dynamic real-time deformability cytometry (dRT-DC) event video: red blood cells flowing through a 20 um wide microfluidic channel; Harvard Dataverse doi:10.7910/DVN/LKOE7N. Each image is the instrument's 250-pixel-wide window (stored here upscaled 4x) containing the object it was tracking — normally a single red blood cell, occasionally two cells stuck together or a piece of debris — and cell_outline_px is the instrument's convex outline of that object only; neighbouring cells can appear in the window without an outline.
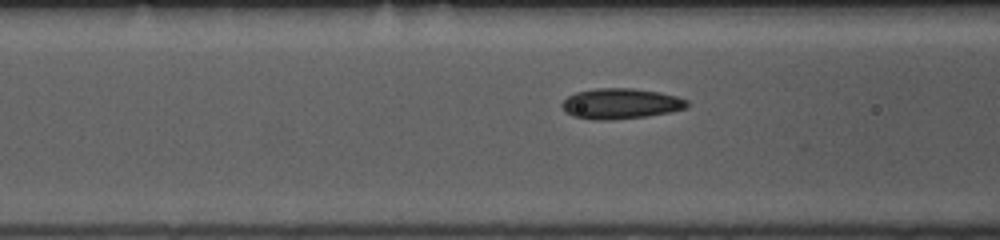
{"species": "common noctule bat (a hibernating species)", "species_latin": "Nyctalus noctula", "temperature_condition": "room temperature", "stored_images_in_passage": 19, "camera_frame_rate_fps": 3000, "um_per_image_px": 0.085, "animal": {"sex": "female", "body_mass_g": 10.0, "forearm_length_mm": 53.1}, "frame": {"image": 1, "passage_image": 17, "time_ms": 5.333, "image_size_px": [1000, 240], "cell_outline_px": [[688, 108], [648, 116], [608, 120], [592, 120], [572, 116], [560, 104], [568, 96], [576, 92], [596, 88], [632, 88], [660, 92], [676, 96], [688, 100]], "centroid_in_image_um": [52.77, 8.81], "position_along_channel_um": 113.8, "area_um2": 22.25}}